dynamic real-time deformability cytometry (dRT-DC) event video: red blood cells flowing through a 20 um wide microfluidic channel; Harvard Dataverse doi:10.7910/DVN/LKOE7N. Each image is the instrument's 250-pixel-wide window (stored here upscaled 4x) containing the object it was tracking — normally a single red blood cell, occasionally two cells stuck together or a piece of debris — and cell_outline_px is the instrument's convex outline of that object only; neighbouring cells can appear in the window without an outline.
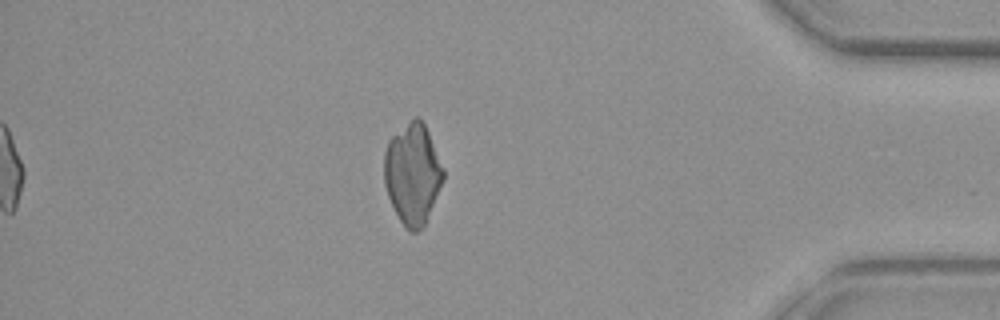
{"species": "common noctule bat (a hibernating species)", "species_latin": "Nyctalus noctula", "temperature_condition": "warm", "stored_images_in_passage": 45, "camera_frame_rate_fps": 3000, "um_per_image_px": 0.085, "animal": {"sex": "female", "body_mass_g": 29.2, "forearm_length_mm": 56.3}, "frame": {"image": 1, "passage_image": 45, "time_ms": 14.667, "image_size_px": [1000, 320], "cell_outline_px": [[444, 180], [424, 224], [416, 232], [408, 232], [400, 220], [388, 196], [384, 184], [384, 152], [388, 140], [392, 136], [416, 116], [420, 116], [428, 132], [444, 168]], "centroid_in_image_um": [35.07, 14.77], "position_along_channel_um": 400.1, "area_um2": 34.45}}